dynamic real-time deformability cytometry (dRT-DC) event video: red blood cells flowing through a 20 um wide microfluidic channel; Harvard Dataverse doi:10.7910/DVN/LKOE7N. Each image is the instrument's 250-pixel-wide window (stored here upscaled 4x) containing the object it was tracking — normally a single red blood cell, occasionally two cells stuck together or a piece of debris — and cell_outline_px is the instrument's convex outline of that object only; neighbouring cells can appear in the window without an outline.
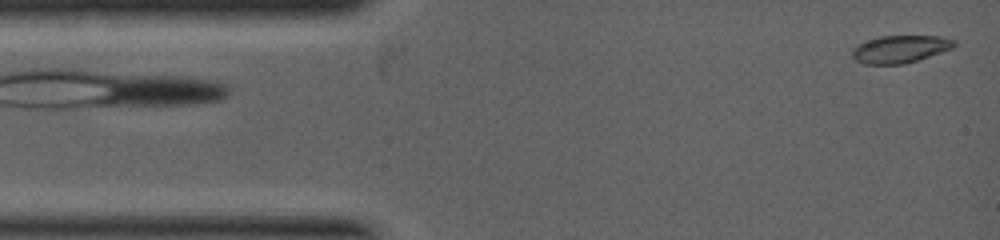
{"species": "common noctule bat (a hibernating species)", "species_latin": "Nyctalus noctula", "temperature_condition": "warm", "stored_images_in_passage": 7, "camera_frame_rate_fps": 5000, "um_per_image_px": 0.085, "animal": {"sex": "female", "body_mass_g": 19.0, "forearm_length_mm": 53.3}, "frame": {"image": 1, "passage_image": 1, "time_ms": 0.0, "image_size_px": [1000, 240], "cell_outline_px": [[956, 44], [952, 48], [904, 64], [864, 64], [856, 60], [852, 56], [852, 48], [868, 40], [880, 36], [940, 36], [956, 40]], "centroid_in_image_um": [76.5, 4.17], "position_along_channel_um": 8.5, "area_um2": 16.13}}
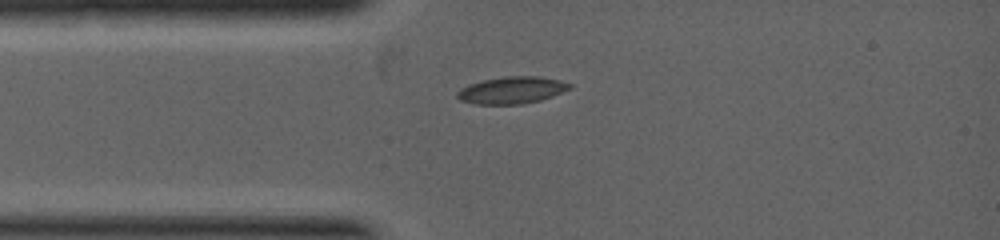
{"frame": {"image": 2, "passage_image": 5, "time_ms": 1.4, "image_size_px": [1000, 240], "cell_outline_px": [[572, 88], [552, 96], [540, 100], [524, 104], [476, 104], [460, 100], [456, 96], [456, 92], [460, 88], [468, 84], [484, 80], [504, 76], [536, 76], [560, 80], [572, 84]], "centroid_in_image_um": [43.49, 7.66], "position_along_channel_um": 41.5, "area_um2": 17.74}}
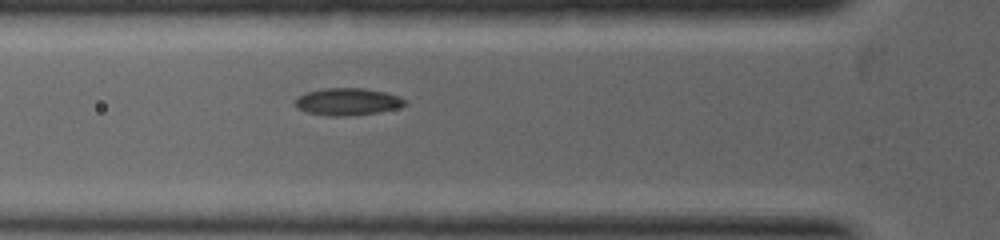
{"frame": {"image": 3, "passage_image": 7, "time_ms": 2.2, "image_size_px": [1000, 240], "cell_outline_px": [[408, 104], [396, 108], [376, 112], [348, 116], [328, 116], [308, 112], [296, 108], [296, 100], [300, 96], [308, 92], [324, 88], [364, 88], [384, 92], [396, 96], [404, 100]], "centroid_in_image_um": [29.53, 8.64], "position_along_channel_um": 96.3, "area_um2": 17.05}}